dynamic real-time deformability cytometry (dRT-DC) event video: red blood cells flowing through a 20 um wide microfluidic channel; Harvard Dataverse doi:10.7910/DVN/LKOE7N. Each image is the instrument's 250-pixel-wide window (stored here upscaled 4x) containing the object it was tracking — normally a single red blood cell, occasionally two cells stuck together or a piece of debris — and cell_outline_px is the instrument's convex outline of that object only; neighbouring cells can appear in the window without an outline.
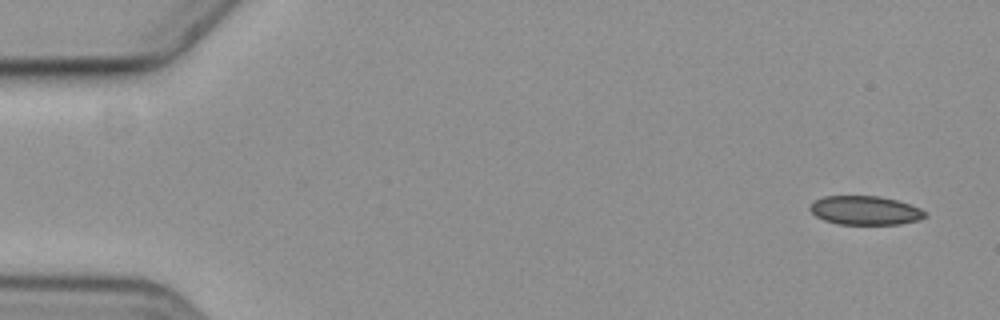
{"species": "common noctule bat (a hibernating species)", "species_latin": "Nyctalus noctula", "temperature_condition": "cold", "stored_images_in_passage": 5, "camera_frame_rate_fps": 3000, "um_per_image_px": 0.085, "animal": {"sex": "female", "body_mass_g": 19.3, "forearm_length_mm": 54.1}, "frame": {"image": 1, "passage_image": 1, "time_ms": 0.0, "image_size_px": [1000, 320], "cell_outline_px": [[928, 216], [916, 220], [900, 224], [836, 224], [824, 220], [816, 216], [808, 208], [816, 200], [824, 196], [880, 196], [896, 200], [920, 208], [928, 212]], "centroid_in_image_um": [73.55, 17.88], "position_along_channel_um": 11.5, "area_um2": 19.31}}
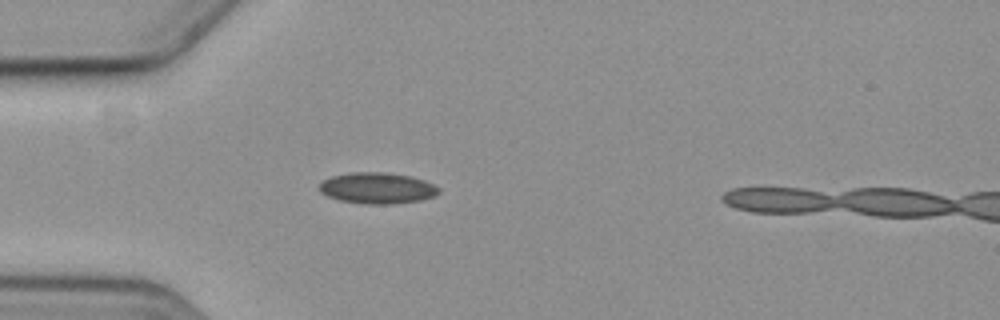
{"frame": {"image": 2, "passage_image": 4, "time_ms": 4.667, "image_size_px": [1000, 320], "cell_outline_px": [[440, 192], [436, 196], [420, 200], [392, 204], [364, 204], [340, 200], [328, 196], [320, 192], [320, 184], [324, 180], [332, 176], [348, 172], [388, 172], [412, 176], [424, 180], [440, 188]], "centroid_in_image_um": [32.1, 15.98], "position_along_channel_um": 52.9, "area_um2": 21.79}}